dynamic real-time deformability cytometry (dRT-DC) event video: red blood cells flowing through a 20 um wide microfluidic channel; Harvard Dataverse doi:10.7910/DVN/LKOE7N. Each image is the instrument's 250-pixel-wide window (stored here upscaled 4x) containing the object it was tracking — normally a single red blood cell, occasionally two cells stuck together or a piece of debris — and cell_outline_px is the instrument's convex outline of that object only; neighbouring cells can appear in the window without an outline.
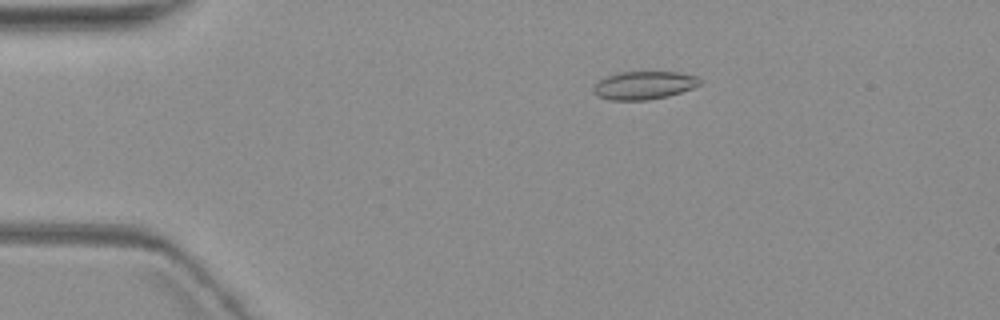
{"species": "common noctule bat (a hibernating species)", "species_latin": "Nyctalus noctula", "temperature_condition": "warm", "stored_images_in_passage": 5, "camera_frame_rate_fps": 3000, "um_per_image_px": 0.085, "animal": {"sex": "female", "body_mass_g": 19.3, "forearm_length_mm": 54.1}, "frame": {"image": 1, "passage_image": 4, "time_ms": 3.667, "image_size_px": [1000, 320], "cell_outline_px": [[700, 84], [692, 88], [668, 96], [648, 100], [608, 100], [596, 96], [592, 88], [604, 76], [616, 72], [676, 72], [696, 76], [700, 80]], "centroid_in_image_um": [54.68, 7.25], "position_along_channel_um": 30.3, "area_um2": 17.46}}